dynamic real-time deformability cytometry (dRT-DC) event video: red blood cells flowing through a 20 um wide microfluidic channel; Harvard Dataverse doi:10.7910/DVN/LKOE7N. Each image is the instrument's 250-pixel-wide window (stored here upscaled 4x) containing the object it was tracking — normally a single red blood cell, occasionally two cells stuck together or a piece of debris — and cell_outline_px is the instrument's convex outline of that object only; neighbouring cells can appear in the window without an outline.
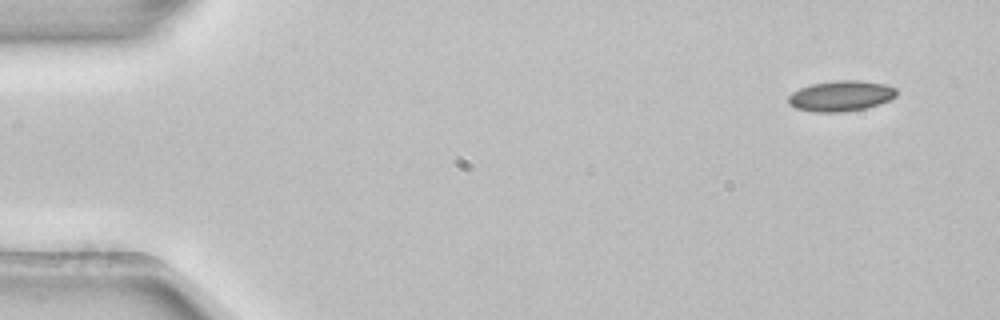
{"species": "common noctule bat (a hibernating species)", "species_latin": "Nyctalus noctula", "temperature_condition": "room temperature", "stored_images_in_passage": 4, "camera_frame_rate_fps": 3000, "um_per_image_px": 0.085, "animal": {"sex": "female", "body_mass_g": 22.7, "forearm_length_mm": 54.2}, "frame": {"image": 1, "passage_image": 1, "time_ms": 0.0, "image_size_px": [1000, 320], "cell_outline_px": [[896, 96], [880, 104], [868, 108], [844, 112], [812, 112], [796, 108], [788, 104], [788, 96], [792, 92], [800, 88], [812, 84], [836, 80], [860, 80], [884, 84], [896, 88]], "centroid_in_image_um": [71.47, 8.16], "position_along_channel_um": 13.5, "area_um2": 19.42}}
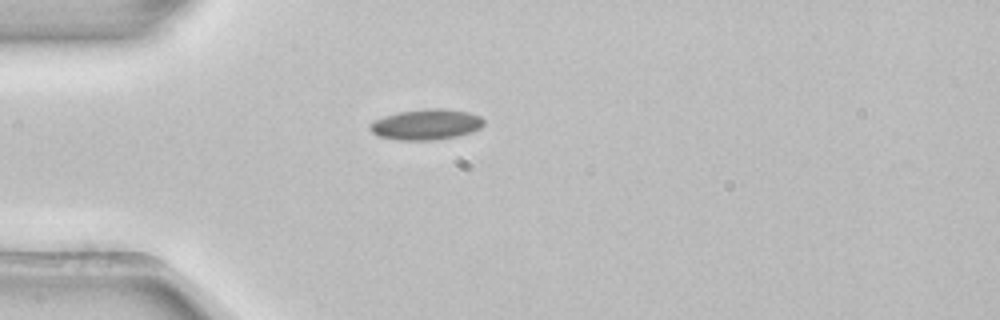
{"frame": {"image": 2, "passage_image": 4, "time_ms": 1.0, "image_size_px": [1000, 320], "cell_outline_px": [[484, 124], [480, 128], [472, 132], [460, 136], [432, 140], [396, 140], [376, 136], [368, 128], [368, 124], [384, 116], [400, 112], [424, 108], [444, 108], [468, 112], [480, 116], [484, 120]], "centroid_in_image_um": [36.22, 10.58], "position_along_channel_um": 48.8, "area_um2": 20.58}}